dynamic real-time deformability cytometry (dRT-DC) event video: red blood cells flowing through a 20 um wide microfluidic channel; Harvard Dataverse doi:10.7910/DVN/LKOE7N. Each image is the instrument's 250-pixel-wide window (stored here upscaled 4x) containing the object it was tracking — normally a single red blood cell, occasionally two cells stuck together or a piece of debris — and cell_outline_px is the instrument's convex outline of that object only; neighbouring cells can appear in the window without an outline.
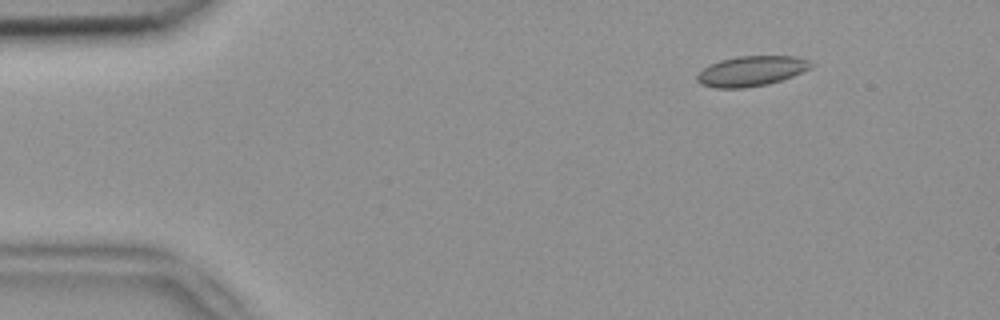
{"species": "common noctule bat (a hibernating species)", "species_latin": "Nyctalus noctula", "temperature_condition": "room temperature", "stored_images_in_passage": 7, "camera_frame_rate_fps": 3000, "um_per_image_px": 0.085, "animal": {"sex": "female", "body_mass_g": 18.4}, "frame": {"image": 1, "passage_image": 1, "time_ms": 0.0, "image_size_px": [1000, 320], "cell_outline_px": [[816, 64], [812, 68], [792, 76], [768, 84], [744, 88], [716, 88], [700, 84], [696, 80], [696, 76], [708, 64], [720, 60], [736, 56], [796, 56], [808, 60]], "centroid_in_image_um": [63.87, 6.03], "position_along_channel_um": 21.1, "area_um2": 20.17}}
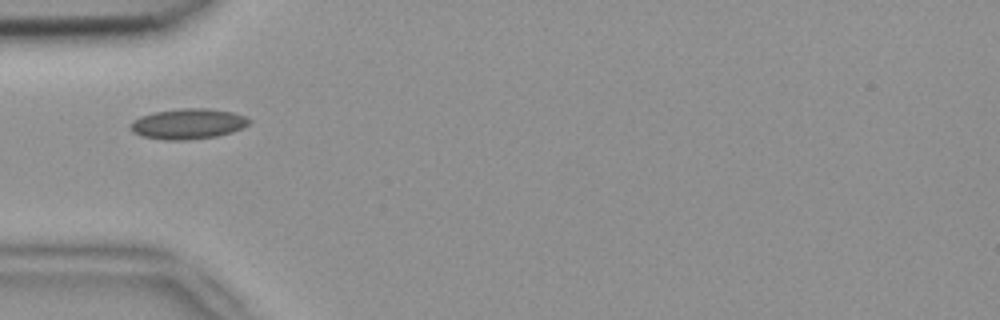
{"frame": {"image": 2, "passage_image": 4, "time_ms": 1.0, "image_size_px": [1000, 320], "cell_outline_px": [[252, 120], [248, 124], [232, 132], [216, 136], [188, 140], [164, 140], [140, 136], [132, 132], [128, 124], [132, 120], [140, 116], [156, 112], [180, 108], [204, 108], [232, 112], [244, 116]], "centroid_in_image_um": [15.92, 10.53], "position_along_channel_um": 69.1, "area_um2": 21.1}}
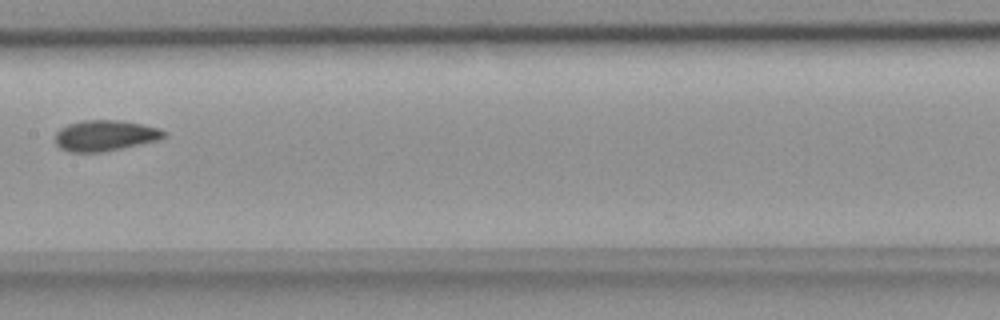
{"frame": {"image": 3, "passage_image": 7, "time_ms": 2.0, "image_size_px": [1000, 320], "cell_outline_px": [[168, 136], [160, 140], [100, 152], [68, 152], [60, 148], [56, 144], [56, 132], [60, 128], [68, 124], [80, 120], [120, 120], [144, 124], [160, 128], [168, 132]], "centroid_in_image_um": [8.97, 11.51], "position_along_channel_um": 198.4, "area_um2": 19.77}}